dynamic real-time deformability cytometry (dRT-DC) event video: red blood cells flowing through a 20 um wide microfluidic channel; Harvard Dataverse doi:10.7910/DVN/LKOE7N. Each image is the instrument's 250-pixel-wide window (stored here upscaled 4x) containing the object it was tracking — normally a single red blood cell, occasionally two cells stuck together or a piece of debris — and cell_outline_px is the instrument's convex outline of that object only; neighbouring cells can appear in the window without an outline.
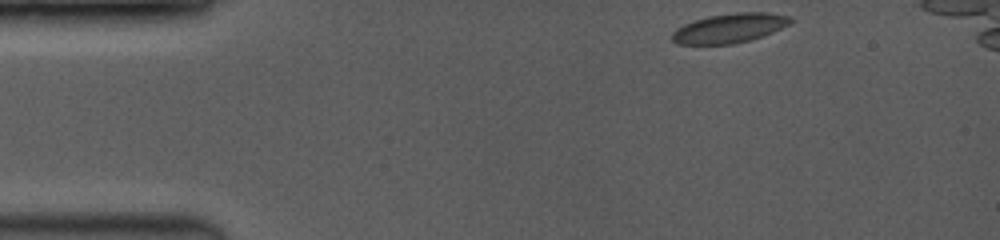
{"species": "common noctule bat (a hibernating species)", "species_latin": "Nyctalus noctula", "temperature_condition": "room temperature", "stored_images_in_passage": 9, "camera_frame_rate_fps": 3500, "um_per_image_px": 0.085, "animal": {"sex": "female", "body_mass_g": 19.0, "forearm_length_mm": 53.3}, "frame": {"image": 1, "passage_image": 1, "time_ms": 0.0, "image_size_px": [1000, 240], "cell_outline_px": [[792, 20], [788, 24], [772, 32], [752, 40], [732, 44], [676, 44], [672, 40], [672, 32], [684, 24], [696, 20], [712, 16], [740, 12], [768, 12], [792, 16]], "centroid_in_image_um": [62.03, 2.4], "position_along_channel_um": 23.0, "area_um2": 20.06}}
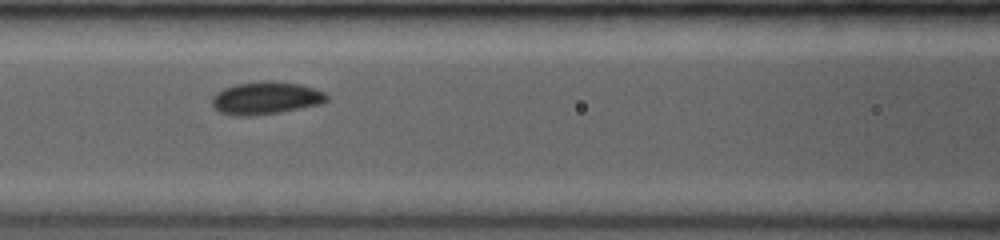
{"frame": {"image": 2, "passage_image": 6, "time_ms": 4.857, "image_size_px": [1000, 240], "cell_outline_px": [[328, 100], [320, 104], [280, 112], [256, 116], [232, 116], [220, 112], [212, 104], [212, 96], [216, 92], [224, 88], [236, 84], [260, 80], [264, 80], [300, 84], [324, 92], [328, 96]], "centroid_in_image_um": [22.56, 8.34], "position_along_channel_um": 144.0, "area_um2": 21.91}}
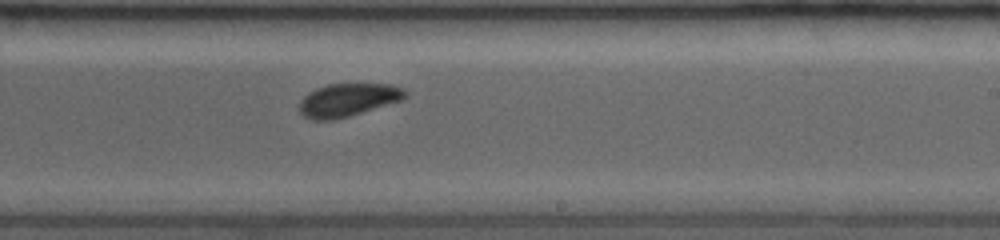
{"frame": {"image": 3, "passage_image": 9, "time_ms": 7.714, "image_size_px": [1000, 240], "cell_outline_px": [[408, 92], [404, 100], [348, 116], [332, 120], [312, 120], [304, 116], [300, 112], [300, 100], [308, 92], [316, 88], [328, 84], [392, 84], [404, 88]], "centroid_in_image_um": [29.6, 8.48], "position_along_channel_um": 259.4, "area_um2": 20.46}}